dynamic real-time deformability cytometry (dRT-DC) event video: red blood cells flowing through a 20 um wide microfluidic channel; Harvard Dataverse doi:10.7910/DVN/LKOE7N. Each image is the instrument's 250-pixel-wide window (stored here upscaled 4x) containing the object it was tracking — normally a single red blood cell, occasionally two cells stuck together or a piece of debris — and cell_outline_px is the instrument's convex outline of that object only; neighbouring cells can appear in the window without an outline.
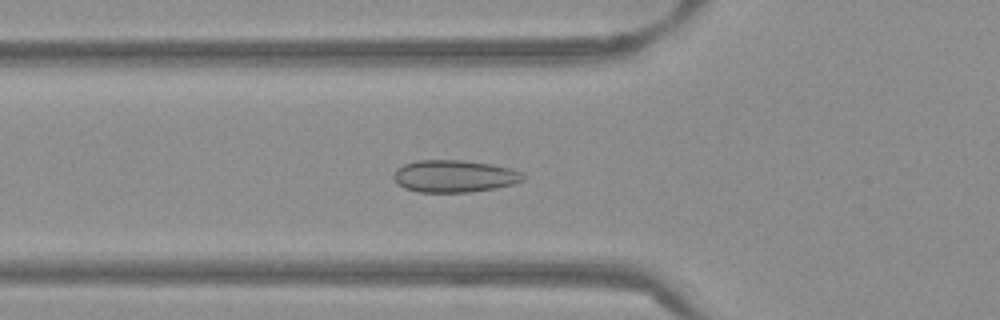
{"species": "Egyptian fruit bat (a non-hibernating species)", "species_latin": "Rousettus aegyptiacus", "temperature_condition": "warm", "stored_images_in_passage": 51, "camera_frame_rate_fps": 3000, "um_per_image_px": 0.085, "frame": {"image": 1, "passage_image": 17, "time_ms": 5.333, "image_size_px": [1000, 320], "cell_outline_px": [[524, 180], [512, 184], [496, 188], [468, 192], [420, 192], [404, 188], [392, 176], [396, 168], [404, 164], [416, 160], [460, 160], [492, 164], [512, 168], [520, 172], [524, 176]], "centroid_in_image_um": [38.61, 14.97], "position_along_channel_um": 87.2, "area_um2": 24.28}}
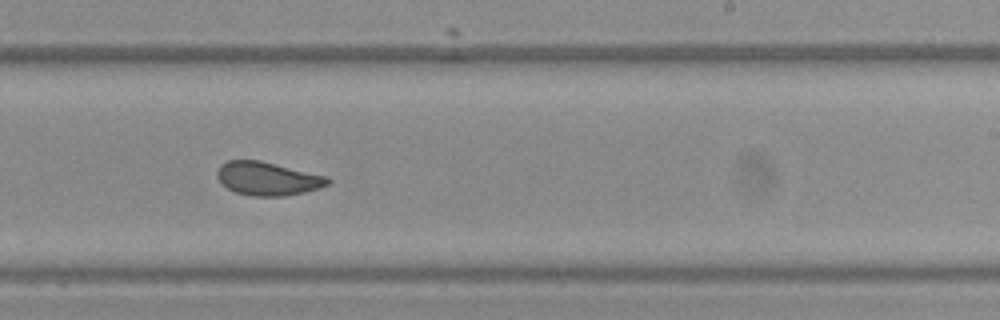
{"frame": {"image": 2, "passage_image": 31, "time_ms": 10.0, "image_size_px": [1000, 320], "cell_outline_px": [[332, 180], [328, 184], [320, 188], [304, 192], [284, 196], [252, 196], [236, 192], [228, 188], [216, 176], [216, 172], [220, 164], [228, 160], [260, 160], [328, 176]], "centroid_in_image_um": [22.77, 15.17], "position_along_channel_um": 266.2, "area_um2": 21.62}}
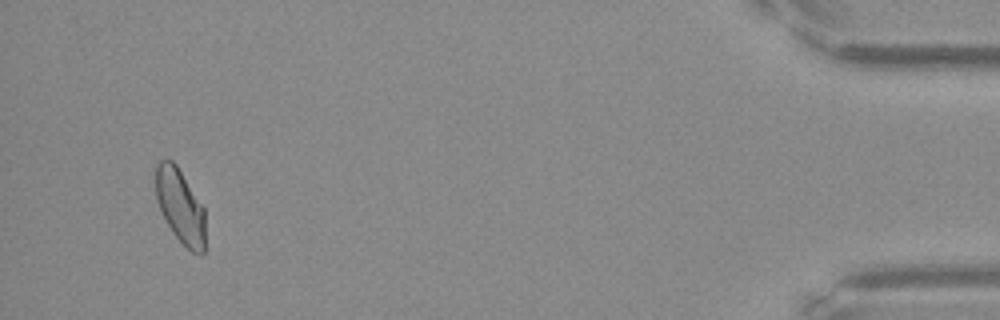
{"frame": {"image": 3, "passage_image": 49, "time_ms": 16.0, "image_size_px": [1000, 320], "cell_outline_px": [[204, 252], [200, 256], [192, 252], [172, 232], [156, 200], [156, 164], [160, 160], [172, 160], [176, 164], [204, 208]], "centroid_in_image_um": [15.32, 17.52], "position_along_channel_um": 419.9, "area_um2": 21.1}, "authors_computed_cell_mechanics": {"area_um2": 22.0218, "velocity_mm_per_s": 3.8238, "shape_relaxation_time_tau1_ms": null, "shape_relaxation_time_tau2_ms": 0.7469, "deformation_change_tau1": null, "deformation_change_tau2": 0.0519}}